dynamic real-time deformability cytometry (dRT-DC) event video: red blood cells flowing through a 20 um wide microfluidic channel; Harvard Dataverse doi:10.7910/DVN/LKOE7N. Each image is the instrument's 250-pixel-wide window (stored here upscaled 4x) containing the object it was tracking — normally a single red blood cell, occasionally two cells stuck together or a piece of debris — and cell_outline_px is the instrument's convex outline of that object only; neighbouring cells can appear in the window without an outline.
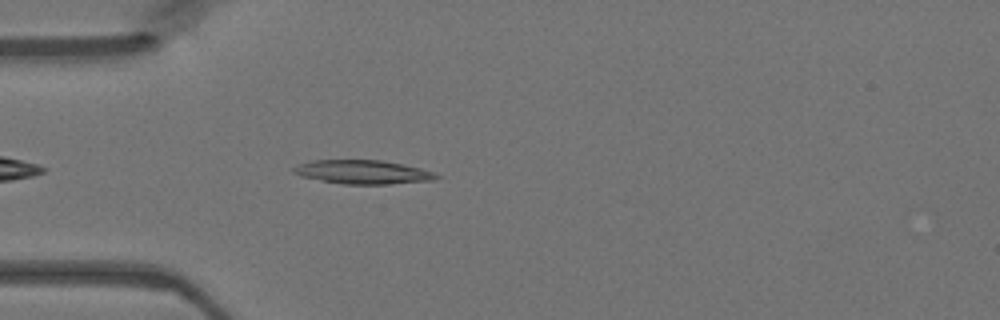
{"species": "Egyptian fruit bat (a non-hibernating species)", "species_latin": "Rousettus aegyptiacus", "temperature_condition": "warm", "stored_images_in_passage": 17, "camera_frame_rate_fps": 3000, "um_per_image_px": 0.085, "animal": {"sex": "female"}, "frame": {"image": 1, "passage_image": 1, "time_ms": 0.0, "image_size_px": [1000, 320], "cell_outline_px": [[440, 176], [432, 180], [388, 184], [344, 184], [300, 176], [292, 172], [292, 168], [300, 164], [312, 160], [380, 160], [404, 164], [420, 168], [432, 172]], "centroid_in_image_um": [30.81, 14.62], "position_along_channel_um": 54.2, "area_um2": 19.59}}
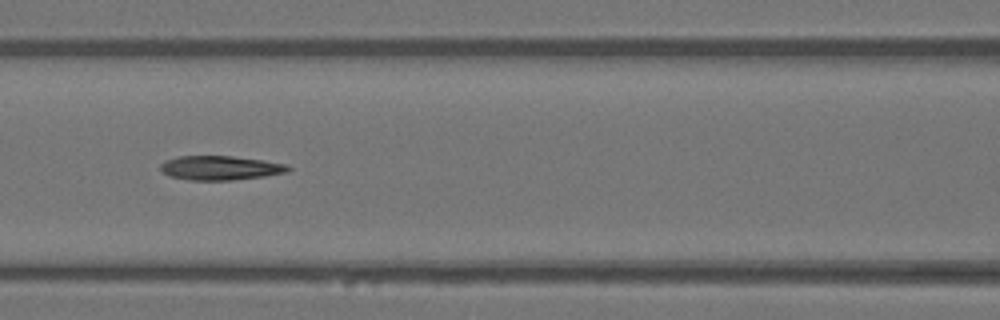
{"frame": {"image": 2, "passage_image": 8, "time_ms": 2.333, "image_size_px": [1000, 320], "cell_outline_px": [[292, 168], [288, 172], [264, 176], [232, 180], [188, 180], [168, 176], [160, 168], [160, 164], [168, 160], [180, 156], [232, 156], [264, 160], [288, 164]], "centroid_in_image_um": [18.77, 14.27], "position_along_channel_um": 147.8, "area_um2": 18.03}}
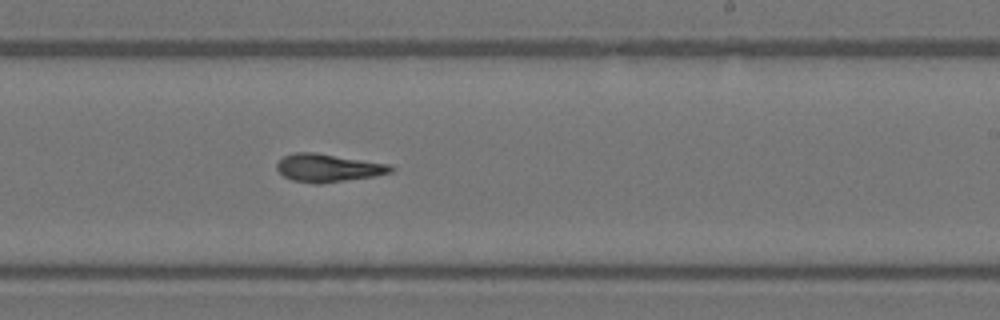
{"frame": {"image": 3, "passage_image": 16, "time_ms": 5.0, "image_size_px": [1000, 320], "cell_outline_px": [[396, 168], [392, 172], [376, 176], [320, 184], [312, 184], [292, 180], [284, 176], [276, 168], [276, 164], [284, 156], [296, 152], [312, 152], [392, 164]], "centroid_in_image_um": [27.93, 14.28], "position_along_channel_um": 261.1, "area_um2": 18.73}}